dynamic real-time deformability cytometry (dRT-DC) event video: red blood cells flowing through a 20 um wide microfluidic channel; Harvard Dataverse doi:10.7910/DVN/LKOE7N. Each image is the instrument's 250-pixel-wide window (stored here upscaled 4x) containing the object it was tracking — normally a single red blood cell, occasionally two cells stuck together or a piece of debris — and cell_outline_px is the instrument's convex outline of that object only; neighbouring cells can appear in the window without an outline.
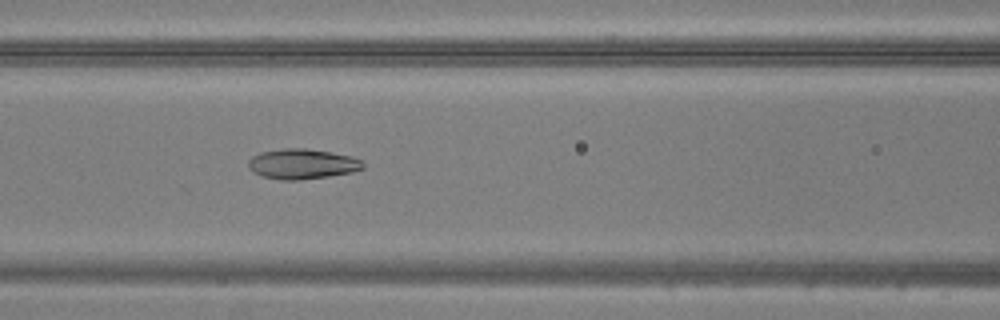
{"species": "common noctule bat (a hibernating species)", "species_latin": "Nyctalus noctula", "temperature_condition": "warm", "stored_images_in_passage": 37, "camera_frame_rate_fps": 3000, "um_per_image_px": 0.085, "animal": {"sex": "male", "body_mass_g": 20.5, "forearm_length_mm": 52.5}, "frame": {"image": 1, "passage_image": 9, "time_ms": 2.667, "image_size_px": [1000, 320], "cell_outline_px": [[364, 168], [352, 172], [328, 176], [300, 180], [280, 180], [260, 176], [252, 172], [248, 168], [248, 160], [252, 156], [260, 152], [284, 148], [304, 148], [352, 156], [360, 160], [364, 164]], "centroid_in_image_um": [25.64, 13.94], "position_along_channel_um": 141.0, "area_um2": 20.23}}
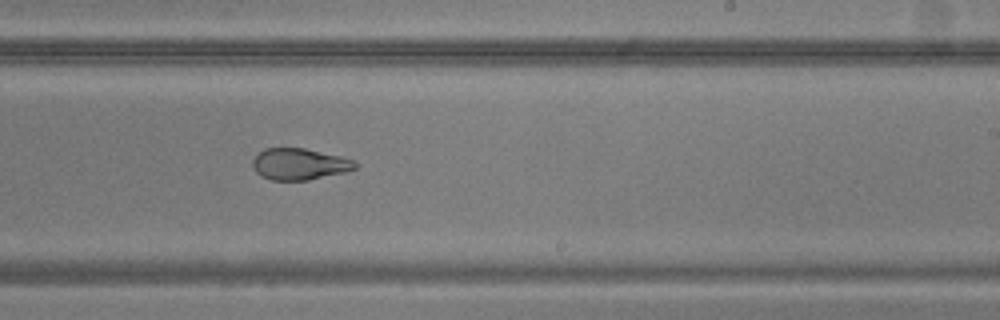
{"frame": {"image": 2, "passage_image": 18, "time_ms": 5.667, "image_size_px": [1000, 320], "cell_outline_px": [[356, 168], [344, 172], [308, 180], [272, 180], [260, 176], [256, 172], [252, 164], [252, 160], [264, 148], [304, 148], [340, 156], [352, 160], [356, 164]], "centroid_in_image_um": [25.41, 13.95], "position_along_channel_um": 263.6, "area_um2": 18.61}}
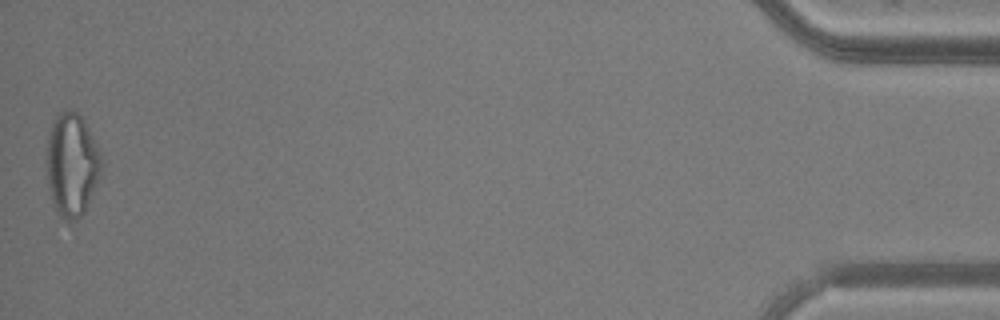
{"frame": {"image": 3, "passage_image": 37, "time_ms": 12.0, "image_size_px": [1000, 320], "cell_outline_px": [[104, 164], [84, 212], [76, 220], [68, 224], [60, 216], [52, 200], [48, 180], [48, 136], [52, 124], [56, 116], [60, 112], [76, 112], [84, 120], [100, 152]], "centroid_in_image_um": [6.13, 14.03], "position_along_channel_um": 429.1, "area_um2": 32.25}}